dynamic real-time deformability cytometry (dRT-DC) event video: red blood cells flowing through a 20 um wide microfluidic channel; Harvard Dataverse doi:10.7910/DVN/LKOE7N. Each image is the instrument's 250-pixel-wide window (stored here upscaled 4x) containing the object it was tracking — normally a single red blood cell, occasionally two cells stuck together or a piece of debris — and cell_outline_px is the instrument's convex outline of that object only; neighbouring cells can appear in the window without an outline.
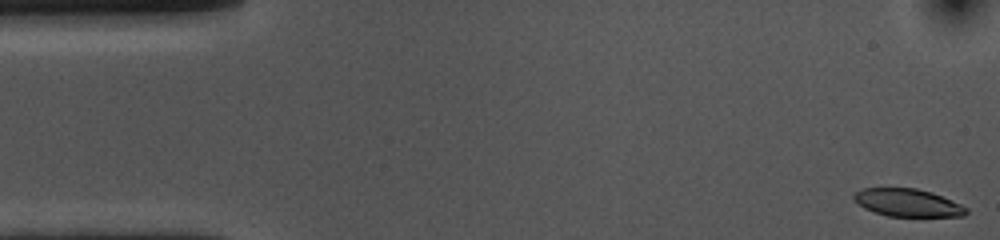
{"species": "common noctule bat (a hibernating species)", "species_latin": "Nyctalus noctula", "temperature_condition": "cold", "stored_images_in_passage": 55, "camera_frame_rate_fps": 3000, "um_per_image_px": 0.085, "animal": {"sex": "female", "body_mass_g": 10.0, "forearm_length_mm": 53.1}, "frame": {"image": 1, "passage_image": 1, "time_ms": 0.0, "image_size_px": [1000, 240], "cell_outline_px": [[968, 212], [964, 216], [888, 216], [864, 208], [852, 196], [856, 192], [864, 188], [916, 188], [932, 192], [952, 200], [968, 208]], "centroid_in_image_um": [77.19, 17.23], "position_along_channel_um": 7.8, "area_um2": 17.98}}
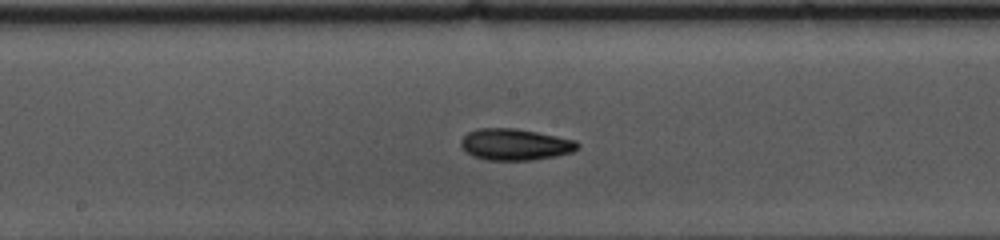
{"frame": {"image": 2, "passage_image": 27, "time_ms": 8.667, "image_size_px": [1000, 240], "cell_outline_px": [[580, 148], [572, 152], [556, 156], [532, 160], [488, 160], [476, 156], [468, 152], [460, 144], [460, 140], [468, 132], [476, 128], [516, 128], [576, 140], [580, 144]], "centroid_in_image_um": [43.82, 12.27], "position_along_channel_um": 204.4, "area_um2": 21.33}}
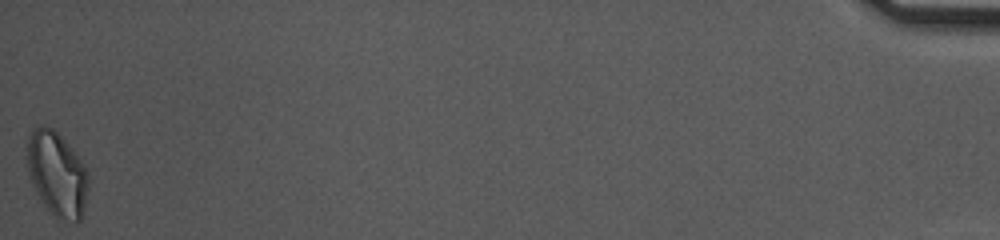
{"frame": {"image": 3, "passage_image": 55, "time_ms": 18.0, "image_size_px": [1000, 240], "cell_outline_px": [[88, 188], [84, 208], [80, 220], [76, 224], [52, 216], [44, 208], [32, 184], [28, 172], [24, 144], [28, 136], [36, 128], [44, 124], [52, 128], [72, 148], [84, 164], [88, 172]], "centroid_in_image_um": [4.81, 14.81], "position_along_channel_um": 430.4, "area_um2": 30.87}, "authors_computed_cell_mechanics": {"area_um2": 20.5768, "velocity_mm_per_s": 3.5398, "shape_relaxation_time_tau1_ms": 3.4585, "shape_relaxation_time_tau2_ms": 3.8095, "deformation_change_tau1": 0.143, "deformation_change_tau2": 0.106}}